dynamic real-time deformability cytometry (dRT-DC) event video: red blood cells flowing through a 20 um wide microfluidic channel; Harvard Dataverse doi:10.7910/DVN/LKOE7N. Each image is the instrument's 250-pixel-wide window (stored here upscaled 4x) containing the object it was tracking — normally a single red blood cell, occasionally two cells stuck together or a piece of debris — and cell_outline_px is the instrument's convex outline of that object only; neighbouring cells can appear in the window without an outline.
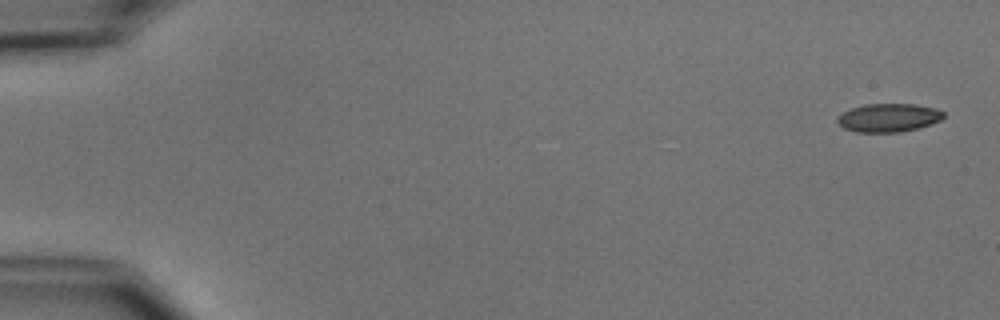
{"species": "common noctule bat (a hibernating species)", "species_latin": "Nyctalus noctula", "temperature_condition": "cold", "stored_images_in_passage": 6, "camera_frame_rate_fps": 3000, "um_per_image_px": 0.085, "animal": {"sex": "male", "body_mass_g": 15.6}, "frame": {"image": 1, "passage_image": 1, "time_ms": 0.0, "image_size_px": [1000, 320], "cell_outline_px": [[944, 116], [940, 120], [916, 128], [900, 132], [856, 132], [844, 128], [836, 120], [836, 116], [852, 108], [864, 104], [912, 104], [936, 108], [944, 112]], "centroid_in_image_um": [75.5, 10.0], "position_along_channel_um": 9.5, "area_um2": 17.4}}
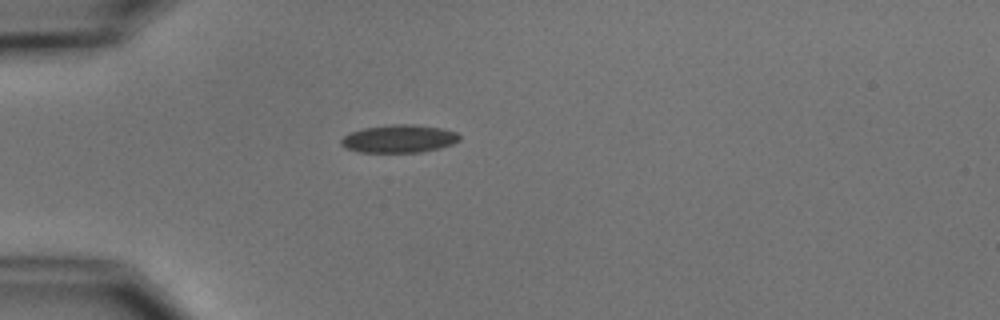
{"frame": {"image": 2, "passage_image": 5, "time_ms": 4.667, "image_size_px": [1000, 320], "cell_outline_px": [[460, 140], [452, 144], [440, 148], [420, 152], [360, 152], [348, 148], [340, 144], [340, 140], [344, 136], [352, 132], [364, 128], [392, 124], [412, 124], [440, 128], [456, 132], [460, 136]], "centroid_in_image_um": [33.93, 11.79], "position_along_channel_um": 51.1, "area_um2": 19.07}}